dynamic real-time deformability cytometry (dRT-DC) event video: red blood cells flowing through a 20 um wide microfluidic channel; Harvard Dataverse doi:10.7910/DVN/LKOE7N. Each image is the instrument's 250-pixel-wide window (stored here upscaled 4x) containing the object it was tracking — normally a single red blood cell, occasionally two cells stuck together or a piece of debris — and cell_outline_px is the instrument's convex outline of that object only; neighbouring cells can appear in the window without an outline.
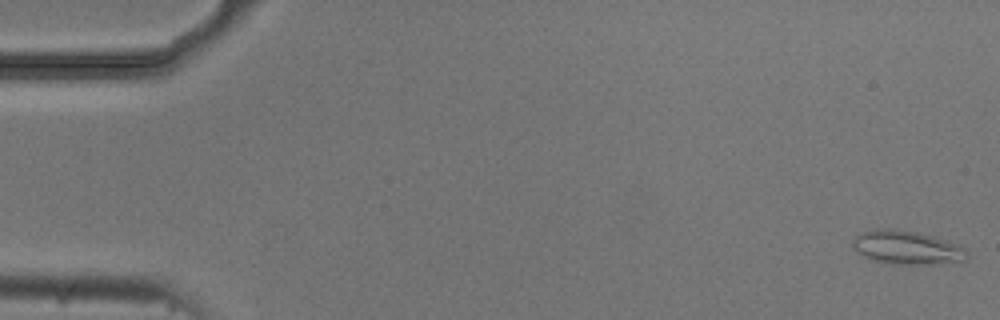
{"species": "common noctule bat (a hibernating species)", "species_latin": "Nyctalus noctula", "temperature_condition": "cold", "stored_images_in_passage": 50, "camera_frame_rate_fps": 3000, "um_per_image_px": 0.085, "animal": {"sex": "male", "body_mass_g": 20.5, "forearm_length_mm": 52.5}, "frame": {"image": 1, "passage_image": 1, "time_ms": 0.0, "image_size_px": [1000, 320], "cell_outline_px": [[968, 256], [964, 260], [928, 264], [900, 264], [872, 260], [856, 252], [852, 244], [852, 240], [860, 232], [872, 228], [896, 228], [916, 232], [932, 236], [960, 244], [968, 248]], "centroid_in_image_um": [77.07, 21.01], "position_along_channel_um": 7.9, "area_um2": 22.6}}
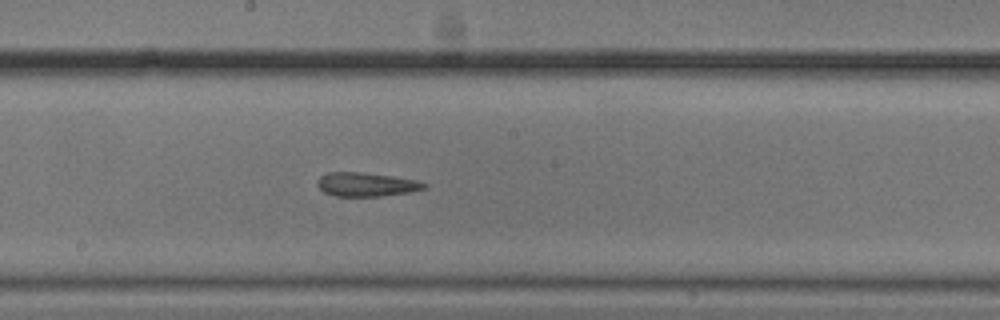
{"frame": {"image": 2, "passage_image": 29, "time_ms": 9.333, "image_size_px": [1000, 320], "cell_outline_px": [[428, 188], [408, 192], [380, 196], [336, 196], [324, 192], [316, 184], [320, 176], [328, 172], [360, 172], [392, 176], [416, 180], [428, 184]], "centroid_in_image_um": [31.14, 15.67], "position_along_channel_um": 217.1, "area_um2": 14.8}}
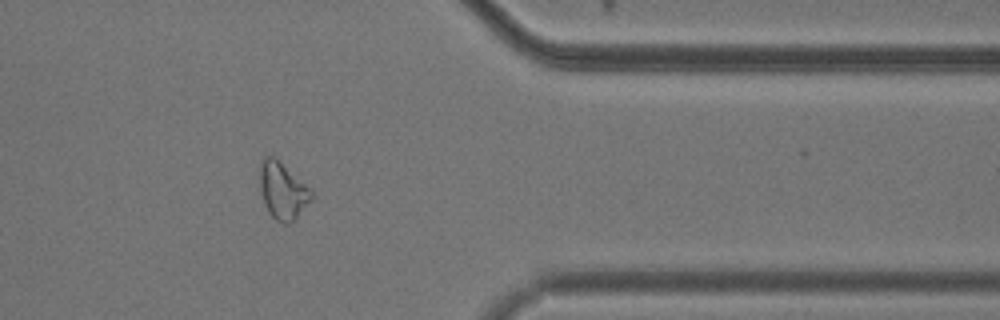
{"frame": {"image": 3, "passage_image": 44, "time_ms": 14.333, "image_size_px": [1000, 320], "cell_outline_px": [[312, 200], [288, 224], [284, 224], [276, 220], [268, 212], [264, 204], [260, 192], [260, 160], [264, 156], [272, 156], [312, 188]], "centroid_in_image_um": [24.01, 16.2], "position_along_channel_um": 387.4, "area_um2": 16.99}}